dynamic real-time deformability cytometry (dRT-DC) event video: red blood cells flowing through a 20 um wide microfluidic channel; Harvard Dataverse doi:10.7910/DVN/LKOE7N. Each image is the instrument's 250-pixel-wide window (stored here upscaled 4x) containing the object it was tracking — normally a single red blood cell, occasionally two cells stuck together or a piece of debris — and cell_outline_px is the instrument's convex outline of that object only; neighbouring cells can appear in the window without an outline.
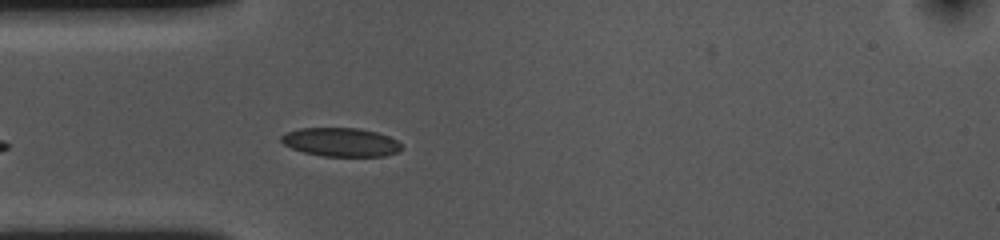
{"species": "common noctule bat (a hibernating species)", "species_latin": "Nyctalus noctula", "temperature_condition": "cold", "stored_images_in_passage": 32, "camera_frame_rate_fps": 3000, "um_per_image_px": 0.085, "animal": {"sex": "female", "body_mass_g": 10.0, "forearm_length_mm": 53.1}, "frame": {"image": 1, "passage_image": 5, "time_ms": 1.333, "image_size_px": [1000, 240], "cell_outline_px": [[404, 148], [400, 152], [384, 156], [324, 156], [304, 152], [292, 148], [284, 144], [280, 140], [280, 136], [284, 132], [300, 128], [360, 128], [376, 132], [388, 136], [396, 140]], "centroid_in_image_um": [28.97, 12.08], "position_along_channel_um": 56.0, "area_um2": 20.23}}
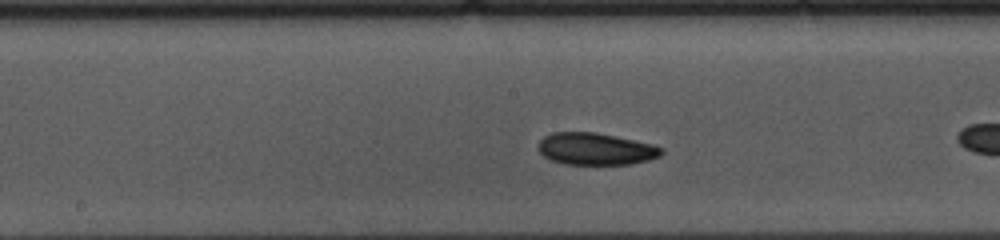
{"frame": {"image": 2, "passage_image": 14, "time_ms": 4.333, "image_size_px": [1000, 240], "cell_outline_px": [[664, 152], [660, 156], [648, 160], [628, 164], [564, 164], [552, 160], [544, 156], [536, 148], [540, 140], [544, 136], [552, 132], [596, 132], [652, 144], [664, 148]], "centroid_in_image_um": [50.61, 12.65], "position_along_channel_um": 197.6, "area_um2": 23.0}, "authors_computed_cell_mechanics": {"area_um2": 22.4264, "velocity_mm_per_s": 3.5525, "shape_relaxation_time_tau1_ms": 2.5494, "shape_relaxation_time_tau2_ms": 5.2965, "deformation_change_tau1": 0.0916, "deformation_change_tau2": 0.1014}}